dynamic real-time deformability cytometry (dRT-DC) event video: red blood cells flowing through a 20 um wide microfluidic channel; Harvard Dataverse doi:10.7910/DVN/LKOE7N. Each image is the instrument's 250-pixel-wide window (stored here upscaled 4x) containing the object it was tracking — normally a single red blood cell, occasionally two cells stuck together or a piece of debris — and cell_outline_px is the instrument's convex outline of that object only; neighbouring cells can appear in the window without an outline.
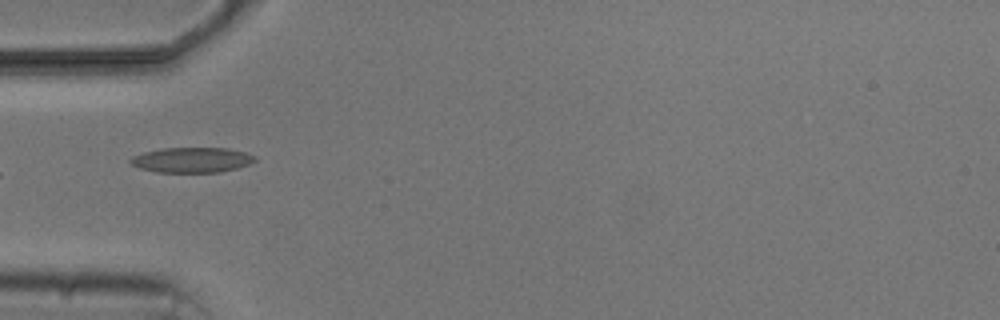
{"species": "common noctule bat (a hibernating species)", "species_latin": "Nyctalus noctula", "temperature_condition": "cold", "stored_images_in_passage": 7, "camera_frame_rate_fps": 3000, "um_per_image_px": 0.085, "animal": {"sex": "male", "body_mass_g": 20.5, "forearm_length_mm": 52.5}, "frame": {"image": 1, "passage_image": 6, "time_ms": 6.0, "image_size_px": [1000, 320], "cell_outline_px": [[256, 160], [248, 164], [236, 168], [220, 172], [156, 172], [140, 168], [132, 164], [128, 160], [132, 156], [144, 152], [160, 148], [228, 148], [244, 152], [256, 156]], "centroid_in_image_um": [16.29, 13.59], "position_along_channel_um": 68.7, "area_um2": 18.21}}
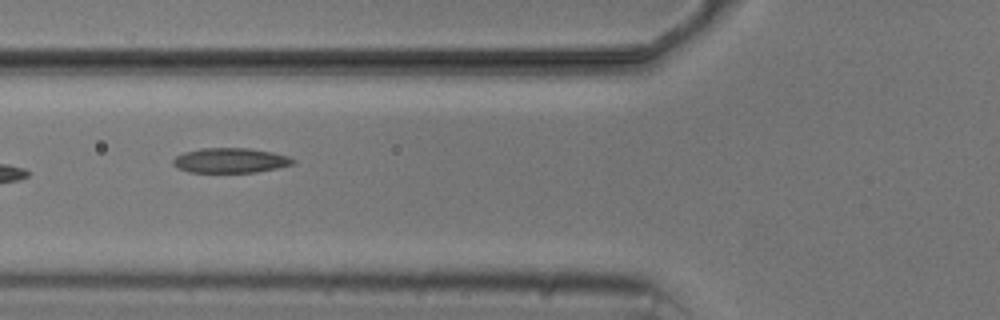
{"frame": {"image": 2, "passage_image": 7, "time_ms": 7.0, "image_size_px": [1000, 320], "cell_outline_px": [[296, 160], [292, 164], [276, 168], [256, 172], [188, 172], [176, 168], [172, 164], [172, 160], [176, 156], [184, 152], [200, 148], [248, 148], [272, 152], [288, 156]], "centroid_in_image_um": [19.53, 13.63], "position_along_channel_um": 106.3, "area_um2": 17.4}}